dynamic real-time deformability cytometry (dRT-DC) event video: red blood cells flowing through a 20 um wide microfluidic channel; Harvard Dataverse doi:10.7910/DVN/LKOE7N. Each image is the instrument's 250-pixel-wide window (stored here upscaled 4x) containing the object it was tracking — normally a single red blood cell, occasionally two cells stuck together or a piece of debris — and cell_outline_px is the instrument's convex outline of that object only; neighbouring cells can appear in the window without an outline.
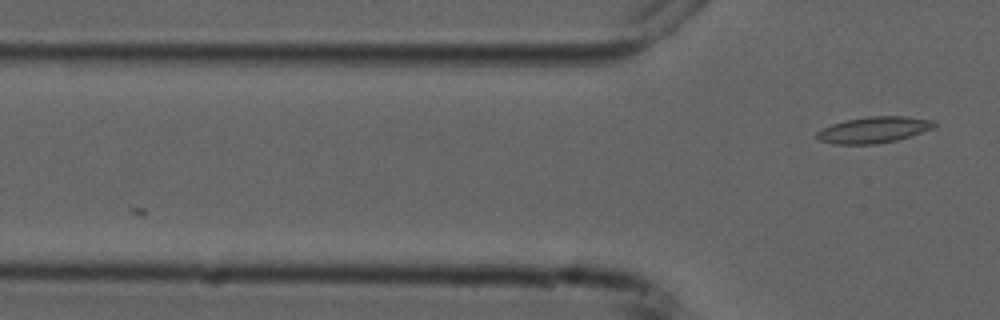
{"species": "common noctule bat (a hibernating species)", "species_latin": "Nyctalus noctula", "temperature_condition": "cold", "stored_images_in_passage": 4, "camera_frame_rate_fps": 3000, "um_per_image_px": 0.085, "animal": {"sex": "male", "forearm_length_mm": 52.5}, "frame": {"image": 1, "passage_image": 4, "time_ms": 4.333, "image_size_px": [1000, 320], "cell_outline_px": [[936, 128], [896, 140], [876, 144], [832, 144], [820, 140], [816, 136], [816, 132], [832, 124], [848, 120], [868, 116], [908, 116], [932, 120], [936, 124]], "centroid_in_image_um": [74.3, 11.03], "position_along_channel_um": 51.5, "area_um2": 17.86}}